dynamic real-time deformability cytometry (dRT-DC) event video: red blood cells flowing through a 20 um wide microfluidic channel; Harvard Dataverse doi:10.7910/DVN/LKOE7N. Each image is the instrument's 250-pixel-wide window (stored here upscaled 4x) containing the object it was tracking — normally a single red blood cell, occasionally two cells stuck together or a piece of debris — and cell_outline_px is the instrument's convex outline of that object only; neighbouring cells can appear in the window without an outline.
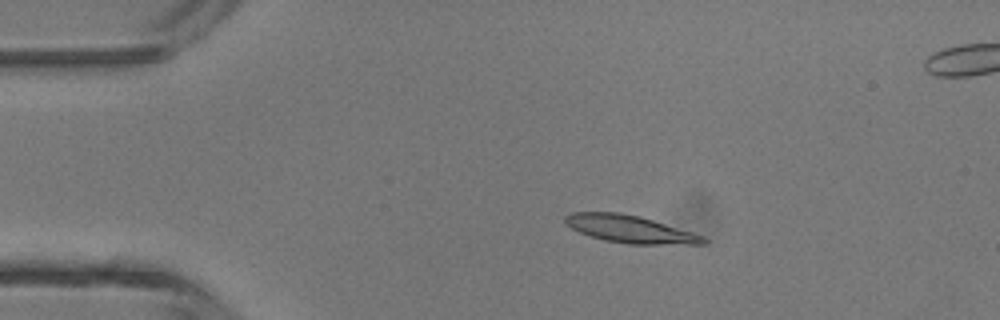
{"species": "common noctule bat (a hibernating species)", "species_latin": "Nyctalus noctula", "temperature_condition": "room temperature", "stored_images_in_passage": 41, "segment_of_instrument_passage": [1, 2], "camera_frame_rate_fps": 3000, "um_per_image_px": 0.085, "animal": {"sex": "male", "body_mass_g": 13.3}, "frame": {"image": 1, "passage_image": 3, "time_ms": 0.667, "image_size_px": [1000, 320], "cell_outline_px": [[708, 240], [704, 244], [628, 244], [604, 240], [580, 232], [564, 224], [564, 216], [572, 212], [620, 212], [640, 216], [692, 232], [704, 236]], "centroid_in_image_um": [53.54, 19.47], "position_along_channel_um": 31.5, "area_um2": 22.08}}
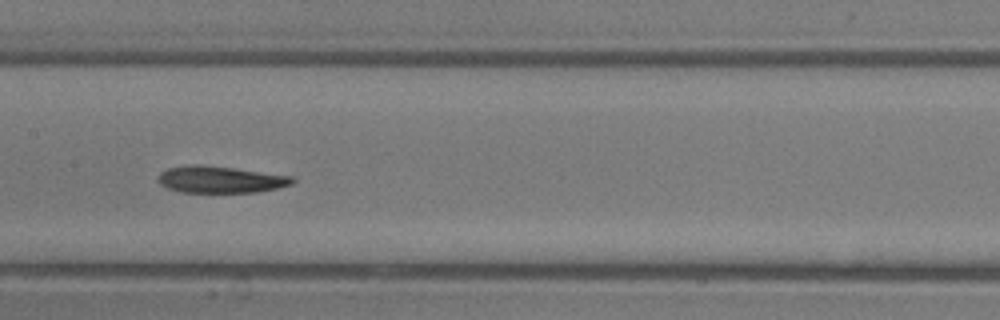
{"frame": {"image": 2, "passage_image": 17, "time_ms": 5.333, "image_size_px": [1000, 320], "cell_outline_px": [[296, 180], [292, 184], [276, 188], [256, 192], [180, 192], [168, 188], [160, 184], [156, 180], [156, 176], [160, 172], [168, 168], [192, 164], [200, 164], [232, 168], [292, 176]], "centroid_in_image_um": [18.68, 15.25], "position_along_channel_um": 188.7, "area_um2": 20.92}}
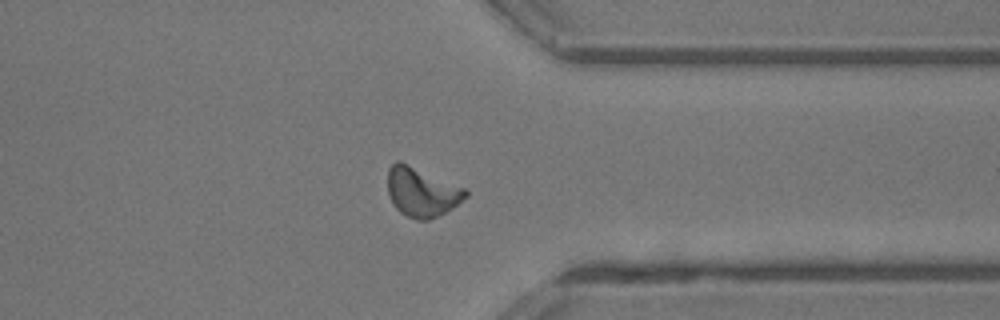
{"frame": {"image": 3, "passage_image": 30, "time_ms": 9.667, "image_size_px": [1000, 320], "cell_outline_px": [[468, 196], [452, 208], [428, 220], [416, 220], [400, 212], [396, 208], [388, 196], [388, 168], [396, 160], [400, 160], [464, 188], [468, 192]], "centroid_in_image_um": [35.82, 16.31], "position_along_channel_um": 375.6, "area_um2": 22.2}}